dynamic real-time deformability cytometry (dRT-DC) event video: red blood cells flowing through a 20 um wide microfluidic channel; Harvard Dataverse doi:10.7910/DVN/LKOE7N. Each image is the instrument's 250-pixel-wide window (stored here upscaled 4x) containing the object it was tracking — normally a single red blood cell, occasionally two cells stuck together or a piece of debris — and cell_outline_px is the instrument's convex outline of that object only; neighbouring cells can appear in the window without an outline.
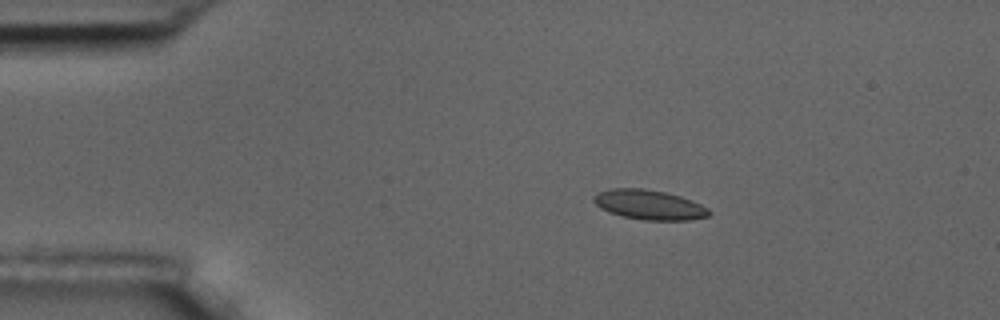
{"species": "common noctule bat (a hibernating species)", "species_latin": "Nyctalus noctula", "temperature_condition": "room temperature", "stored_images_in_passage": 3, "camera_frame_rate_fps": 3000, "um_per_image_px": 0.085, "animal": {"sex": "male", "body_mass_g": 17.5, "forearm_length_mm": 52.3}, "frame": {"image": 1, "passage_image": 2, "time_ms": 1.0, "image_size_px": [1000, 320], "cell_outline_px": [[712, 212], [708, 216], [688, 220], [644, 220], [624, 216], [608, 212], [600, 208], [592, 200], [592, 196], [608, 188], [644, 188], [664, 192], [680, 196], [692, 200], [708, 208]], "centroid_in_image_um": [55.16, 17.4], "position_along_channel_um": 29.8, "area_um2": 20.0}}